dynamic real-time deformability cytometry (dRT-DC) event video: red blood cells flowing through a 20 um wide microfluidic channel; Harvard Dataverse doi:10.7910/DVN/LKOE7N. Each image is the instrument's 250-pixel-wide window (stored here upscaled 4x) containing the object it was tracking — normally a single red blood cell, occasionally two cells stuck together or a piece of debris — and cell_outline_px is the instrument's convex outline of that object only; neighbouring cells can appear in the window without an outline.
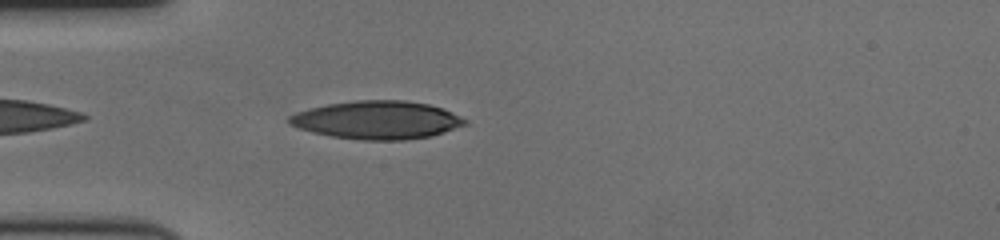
{"species": "human", "species_latin": "Homo sapiens", "temperature_condition": "cold", "stored_images_in_passage": 45, "camera_frame_rate_fps": 3000, "um_per_image_px": 0.085, "donor": {"sex": "female"}, "frame": {"image": 1, "passage_image": 3, "time_ms": 0.667, "image_size_px": [1000, 240], "cell_outline_px": [[468, 124], [432, 136], [404, 140], [360, 140], [332, 136], [312, 132], [288, 124], [288, 116], [296, 112], [308, 108], [328, 104], [356, 100], [404, 100], [428, 104], [452, 112], [468, 120]], "centroid_in_image_um": [32.05, 10.2], "position_along_channel_um": 52.9, "area_um2": 39.13}}
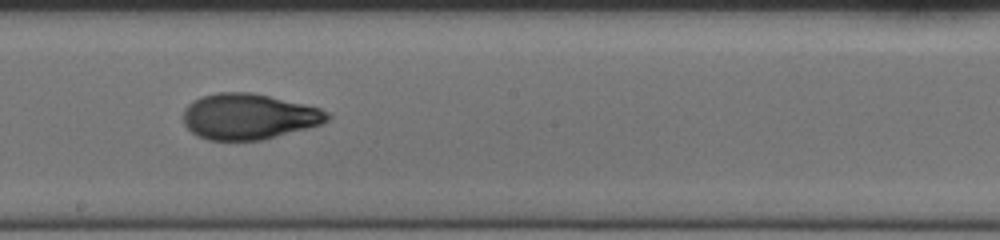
{"frame": {"image": 2, "passage_image": 19, "time_ms": 6.0, "image_size_px": [1000, 240], "cell_outline_px": [[332, 116], [328, 120], [320, 124], [308, 128], [260, 140], [208, 140], [196, 136], [184, 124], [184, 108], [192, 100], [200, 96], [216, 92], [252, 92], [304, 104], [320, 108], [328, 112]], "centroid_in_image_um": [21.12, 9.89], "position_along_channel_um": 227.1, "area_um2": 38.49}}
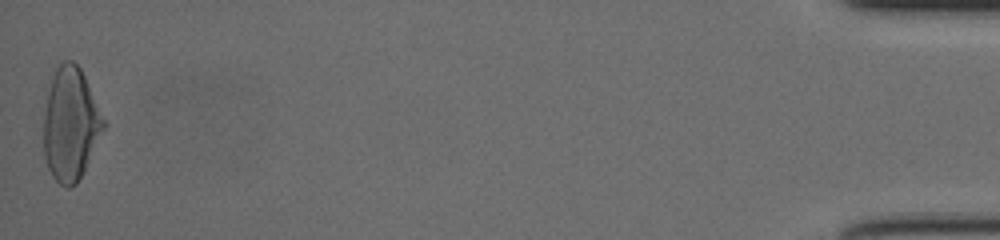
{"frame": {"image": 3, "passage_image": 45, "time_ms": 14.667, "image_size_px": [1000, 240], "cell_outline_px": [[108, 124], [76, 184], [68, 188], [64, 188], [52, 176], [48, 168], [44, 156], [44, 116], [48, 92], [52, 76], [56, 68], [64, 60], [72, 60], [80, 68]], "centroid_in_image_um": [6.01, 10.56], "position_along_channel_um": 429.2, "area_um2": 39.42}, "authors_computed_cell_mechanics": {"area_um2": 38.2636, "velocity_mm_per_s": 3.4609, "shape_relaxation_time_tau1_ms": 6.067, "shape_relaxation_time_tau2_ms": 1.4765, "deformation_change_tau1": 0.229, "deformation_change_tau2": 0.0706}}